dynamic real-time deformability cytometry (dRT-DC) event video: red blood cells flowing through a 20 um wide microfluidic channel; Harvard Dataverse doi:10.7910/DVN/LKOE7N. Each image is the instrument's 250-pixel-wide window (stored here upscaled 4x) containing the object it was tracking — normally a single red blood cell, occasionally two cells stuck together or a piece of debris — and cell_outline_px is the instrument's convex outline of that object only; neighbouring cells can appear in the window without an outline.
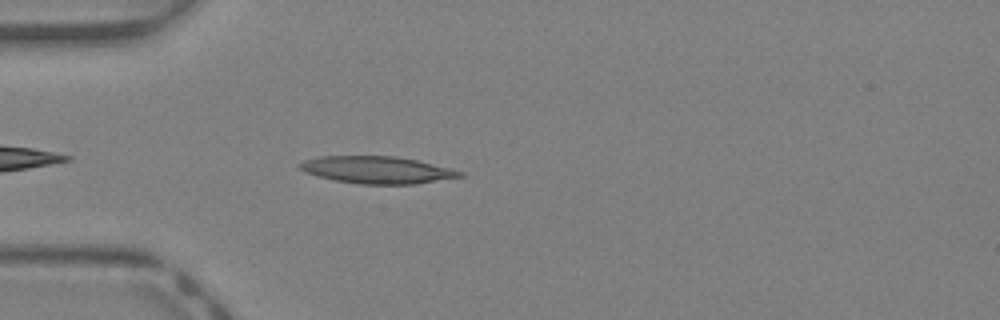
{"species": "Egyptian fruit bat (a non-hibernating species)", "species_latin": "Rousettus aegyptiacus", "temperature_condition": "warm", "stored_images_in_passage": 28, "camera_frame_rate_fps": 3000, "um_per_image_px": 0.085, "animal": {"sex": "female"}, "frame": {"image": 1, "passage_image": 1, "time_ms": 0.0, "image_size_px": [1000, 320], "cell_outline_px": [[464, 176], [416, 184], [360, 184], [336, 180], [304, 172], [296, 164], [304, 160], [320, 156], [396, 156], [416, 160], [452, 168], [464, 172]], "centroid_in_image_um": [32.07, 14.43], "position_along_channel_um": 52.9, "area_um2": 25.32}}
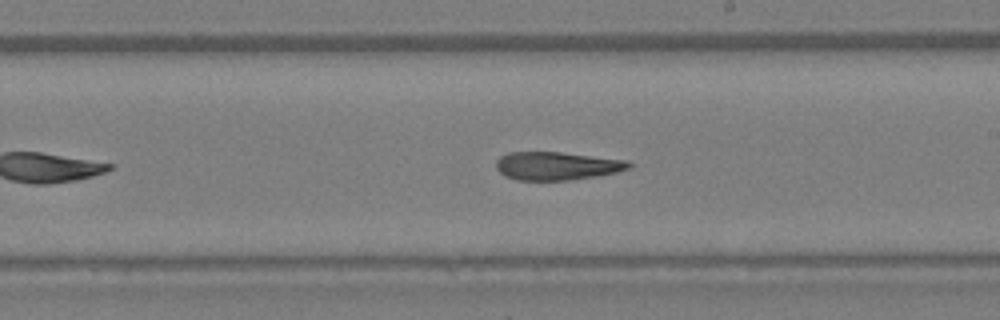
{"frame": {"image": 2, "passage_image": 13, "time_ms": 4.0, "image_size_px": [1000, 320], "cell_outline_px": [[632, 168], [616, 172], [596, 176], [568, 180], [516, 180], [504, 176], [496, 168], [496, 160], [500, 156], [508, 152], [560, 152], [628, 160], [632, 164]], "centroid_in_image_um": [47.32, 14.1], "position_along_channel_um": 241.7, "area_um2": 21.91}}
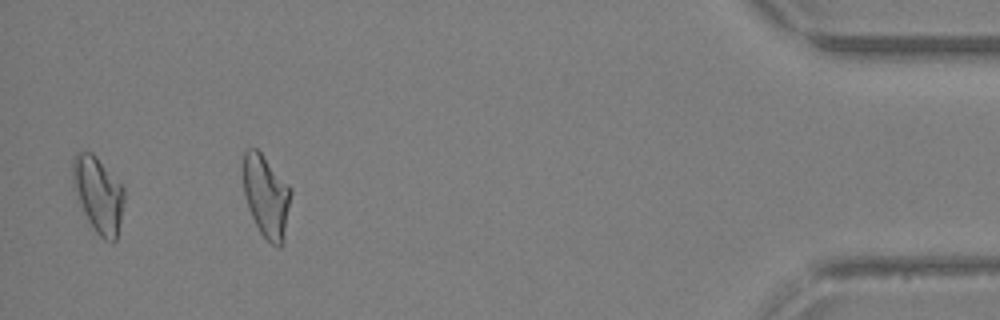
{"frame": {"image": 3, "passage_image": 27, "time_ms": 8.667, "image_size_px": [1000, 320], "cell_outline_px": [[124, 200], [116, 240], [104, 240], [96, 232], [88, 220], [72, 188], [72, 156], [76, 152], [92, 152], [96, 156], [124, 188]], "centroid_in_image_um": [8.31, 16.49], "position_along_channel_um": 426.9, "area_um2": 22.54}, "authors_computed_cell_mechanics": {"area_um2": 22.5998, "velocity_mm_per_s": 4.9785, "shape_relaxation_time_tau1_ms": null, "shape_relaxation_time_tau2_ms": 1.7512, "deformation_change_tau1": null, "deformation_change_tau2": 0.1132}}